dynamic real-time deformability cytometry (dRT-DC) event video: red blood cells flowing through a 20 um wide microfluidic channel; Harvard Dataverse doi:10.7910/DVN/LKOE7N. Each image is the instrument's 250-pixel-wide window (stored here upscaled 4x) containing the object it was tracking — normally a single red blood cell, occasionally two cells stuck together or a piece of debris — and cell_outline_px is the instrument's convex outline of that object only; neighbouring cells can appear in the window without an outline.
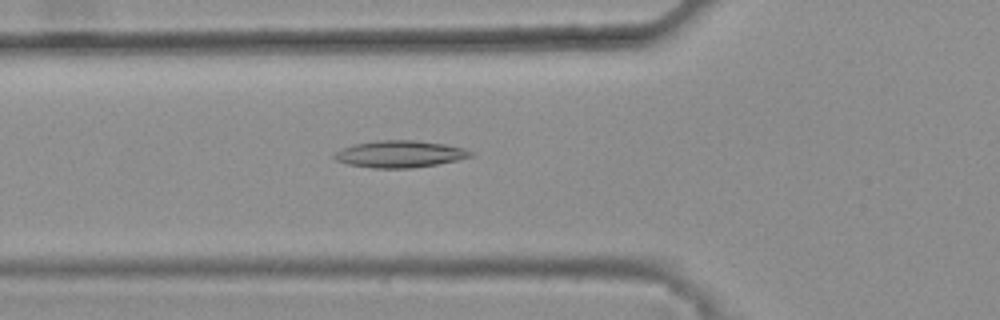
{"species": "common noctule bat (a hibernating species)", "species_latin": "Nyctalus noctula", "temperature_condition": "warm", "stored_images_in_passage": 17, "camera_frame_rate_fps": 3000, "um_per_image_px": 0.085, "animal": {"sex": "female", "body_mass_g": 25.1}, "frame": {"image": 1, "passage_image": 8, "time_ms": 2.333, "image_size_px": [1000, 320], "cell_outline_px": [[472, 156], [456, 160], [436, 164], [412, 168], [372, 168], [348, 164], [336, 160], [332, 156], [332, 152], [356, 144], [376, 140], [416, 140], [444, 144], [464, 148], [472, 152]], "centroid_in_image_um": [33.95, 13.09], "position_along_channel_um": 91.9, "area_um2": 21.27}}